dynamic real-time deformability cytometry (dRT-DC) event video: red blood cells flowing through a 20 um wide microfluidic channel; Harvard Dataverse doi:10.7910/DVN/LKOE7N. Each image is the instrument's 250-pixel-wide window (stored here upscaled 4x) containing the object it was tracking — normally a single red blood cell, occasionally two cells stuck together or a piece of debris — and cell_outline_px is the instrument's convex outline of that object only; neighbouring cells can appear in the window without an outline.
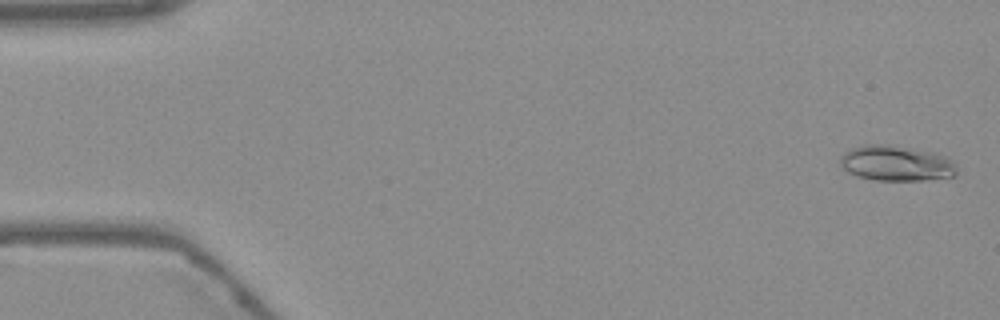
{"species": "Egyptian fruit bat (a non-hibernating species)", "species_latin": "Rousettus aegyptiacus", "temperature_condition": "warm", "stored_images_in_passage": 54, "camera_frame_rate_fps": 3000, "um_per_image_px": 0.085, "frame": {"image": 1, "passage_image": 2, "time_ms": 0.333, "image_size_px": [1000, 320], "cell_outline_px": [[956, 176], [928, 180], [876, 180], [856, 176], [848, 172], [840, 164], [840, 156], [844, 152], [852, 148], [864, 144], [892, 144], [936, 152], [948, 156], [956, 164]], "centroid_in_image_um": [76.22, 13.86], "position_along_channel_um": 8.8, "area_um2": 24.57}}
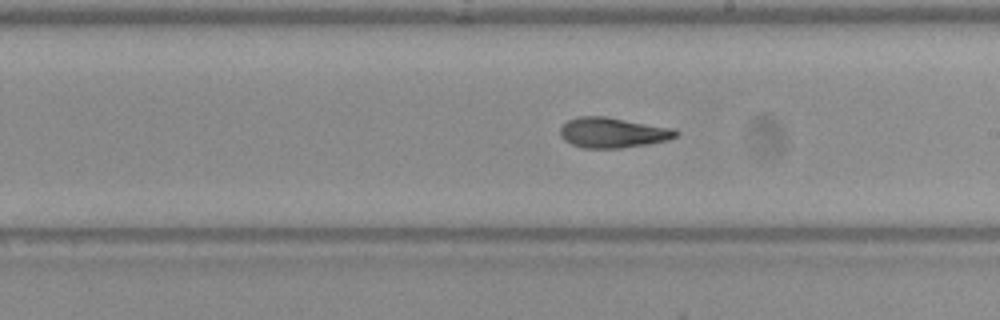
{"frame": {"image": 2, "passage_image": 31, "time_ms": 10.0, "image_size_px": [1000, 320], "cell_outline_px": [[680, 132], [676, 136], [668, 140], [648, 144], [620, 148], [584, 148], [572, 144], [564, 140], [560, 136], [560, 128], [568, 120], [580, 116], [604, 116], [676, 128]], "centroid_in_image_um": [52.11, 11.27], "position_along_channel_um": 236.9, "area_um2": 20.52}}
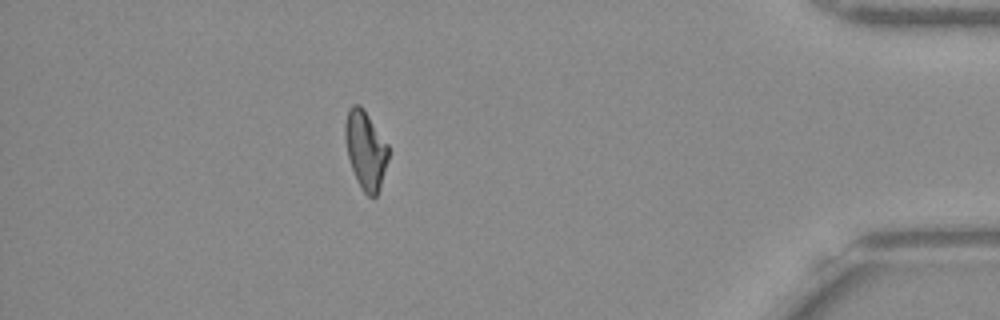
{"frame": {"image": 3, "passage_image": 48, "time_ms": 15.667, "image_size_px": [1000, 320], "cell_outline_px": [[388, 160], [380, 188], [376, 196], [368, 196], [364, 192], [356, 180], [348, 156], [344, 136], [344, 124], [348, 108], [352, 104], [360, 104], [364, 108], [388, 144]], "centroid_in_image_um": [31.06, 12.7], "position_along_channel_um": 404.1, "area_um2": 19.88}, "authors_computed_cell_mechanics": {"area_um2": 20.4612, "velocity_mm_per_s": 3.7813, "shape_relaxation_time_tau1_ms": null, "shape_relaxation_time_tau2_ms": 2.3794, "deformation_change_tau1": null, "deformation_change_tau2": 0.0803}}